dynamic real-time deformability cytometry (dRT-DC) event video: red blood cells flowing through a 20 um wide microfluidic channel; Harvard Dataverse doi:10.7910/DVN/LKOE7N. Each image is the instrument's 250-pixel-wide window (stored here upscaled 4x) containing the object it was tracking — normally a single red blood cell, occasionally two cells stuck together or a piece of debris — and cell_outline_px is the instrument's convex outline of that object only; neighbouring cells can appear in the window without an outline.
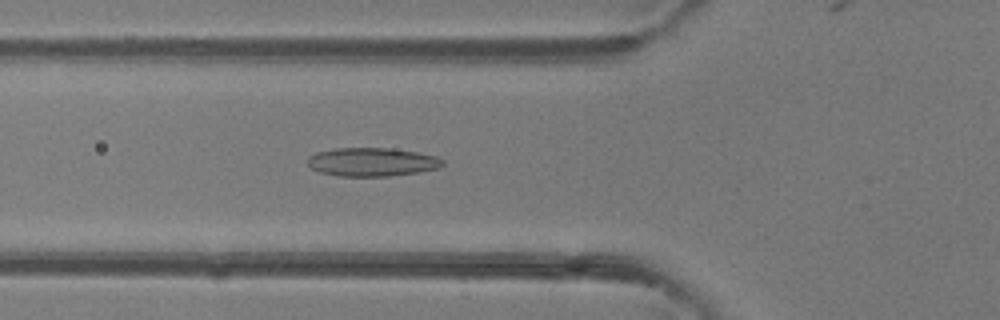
{"species": "common noctule bat (a hibernating species)", "species_latin": "Nyctalus noctula", "temperature_condition": "room temperature", "stored_images_in_passage": 32, "camera_frame_rate_fps": 3000, "um_per_image_px": 0.085, "animal": {"sex": "female"}, "frame": {"image": 1, "passage_image": 6, "time_ms": 1.667, "image_size_px": [1000, 320], "cell_outline_px": [[444, 164], [440, 168], [420, 172], [388, 176], [340, 176], [320, 172], [312, 168], [308, 164], [308, 156], [316, 152], [332, 148], [388, 148], [416, 152], [436, 156], [444, 160]], "centroid_in_image_um": [31.63, 13.76], "position_along_channel_um": 94.2, "area_um2": 22.54}}
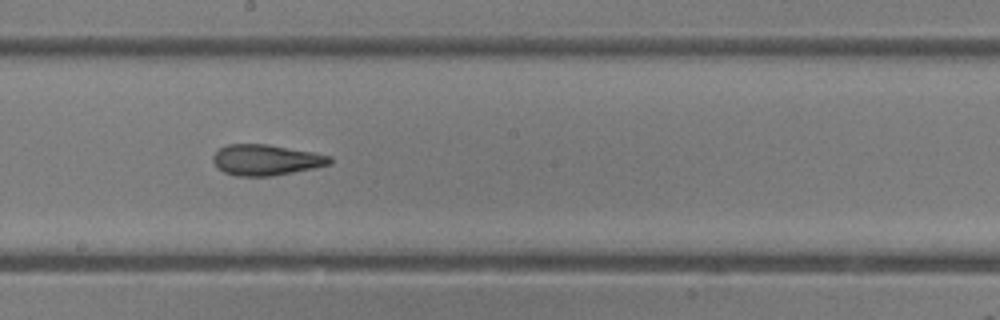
{"frame": {"image": 2, "passage_image": 15, "time_ms": 4.667, "image_size_px": [1000, 320], "cell_outline_px": [[332, 164], [316, 168], [272, 176], [236, 176], [224, 172], [212, 160], [212, 156], [220, 148], [228, 144], [268, 144], [312, 152], [332, 156]], "centroid_in_image_um": [22.65, 13.59], "position_along_channel_um": 225.6, "area_um2": 20.98}}
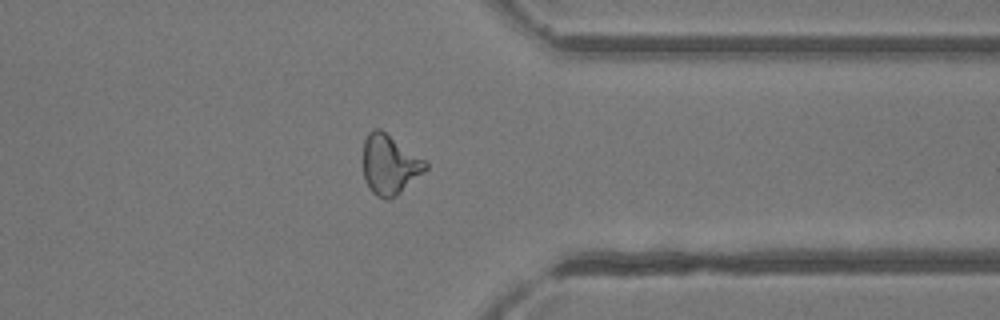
{"frame": {"image": 3, "passage_image": 26, "time_ms": 8.333, "image_size_px": [1000, 320], "cell_outline_px": [[428, 168], [424, 172], [396, 196], [388, 200], [384, 200], [376, 196], [368, 188], [364, 180], [360, 160], [364, 140], [368, 132], [372, 128], [380, 128], [424, 160], [428, 164]], "centroid_in_image_um": [33.04, 14.0], "position_along_channel_um": 378.4, "area_um2": 22.25}}